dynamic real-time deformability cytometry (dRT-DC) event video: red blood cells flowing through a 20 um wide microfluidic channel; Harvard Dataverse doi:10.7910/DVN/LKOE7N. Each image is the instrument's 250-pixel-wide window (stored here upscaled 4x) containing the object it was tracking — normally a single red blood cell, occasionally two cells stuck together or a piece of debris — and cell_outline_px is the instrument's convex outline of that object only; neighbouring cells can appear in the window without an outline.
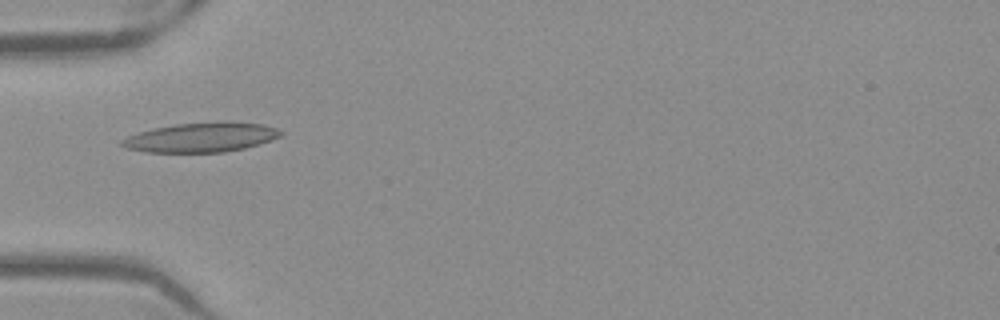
{"species": "Egyptian fruit bat (a non-hibernating species)", "species_latin": "Rousettus aegyptiacus", "temperature_condition": "warm", "stored_images_in_passage": 52, "camera_frame_rate_fps": 3000, "um_per_image_px": 0.085, "frame": {"image": 1, "passage_image": 17, "time_ms": 5.333, "image_size_px": [1000, 320], "cell_outline_px": [[284, 132], [280, 136], [272, 140], [260, 144], [244, 148], [224, 152], [148, 152], [124, 148], [120, 144], [120, 140], [128, 136], [152, 128], [176, 124], [220, 120], [264, 124], [276, 128]], "centroid_in_image_um": [17.12, 11.66], "position_along_channel_um": 67.9, "area_um2": 27.69}}
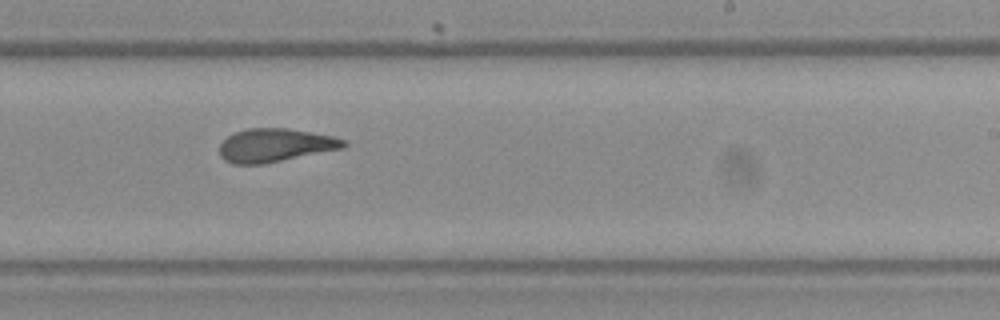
{"frame": {"image": 2, "passage_image": 32, "time_ms": 10.333, "image_size_px": [1000, 320], "cell_outline_px": [[348, 144], [344, 148], [264, 164], [232, 164], [224, 160], [220, 156], [220, 144], [228, 136], [236, 132], [248, 128], [288, 128], [332, 136], [348, 140]], "centroid_in_image_um": [23.41, 12.35], "position_along_channel_um": 265.6, "area_um2": 24.22}}
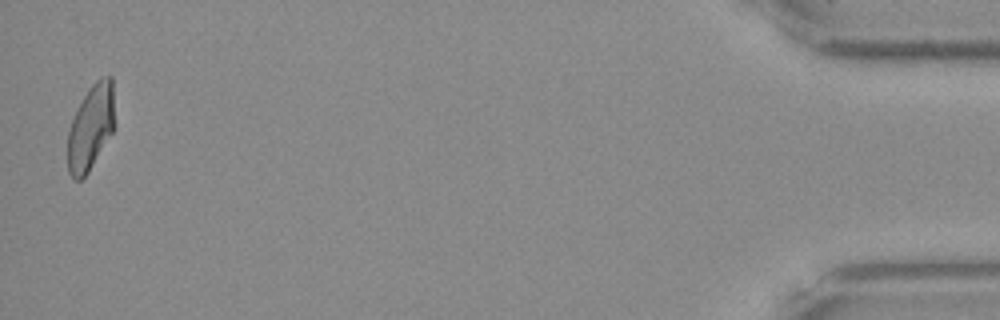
{"frame": {"image": 3, "passage_image": 51, "time_ms": 16.667, "image_size_px": [1000, 320], "cell_outline_px": [[112, 132], [88, 172], [80, 180], [72, 180], [68, 172], [68, 132], [72, 120], [88, 88], [100, 76], [112, 76]], "centroid_in_image_um": [7.67, 10.85], "position_along_channel_um": 427.5, "area_um2": 22.66}, "authors_computed_cell_mechanics": {"area_um2": 24.9407, "velocity_mm_per_s": 3.9508, "shape_relaxation_time_tau1_ms": null, "shape_relaxation_time_tau2_ms": 1.9538, "deformation_change_tau1": null, "deformation_change_tau2": 0.1057}}